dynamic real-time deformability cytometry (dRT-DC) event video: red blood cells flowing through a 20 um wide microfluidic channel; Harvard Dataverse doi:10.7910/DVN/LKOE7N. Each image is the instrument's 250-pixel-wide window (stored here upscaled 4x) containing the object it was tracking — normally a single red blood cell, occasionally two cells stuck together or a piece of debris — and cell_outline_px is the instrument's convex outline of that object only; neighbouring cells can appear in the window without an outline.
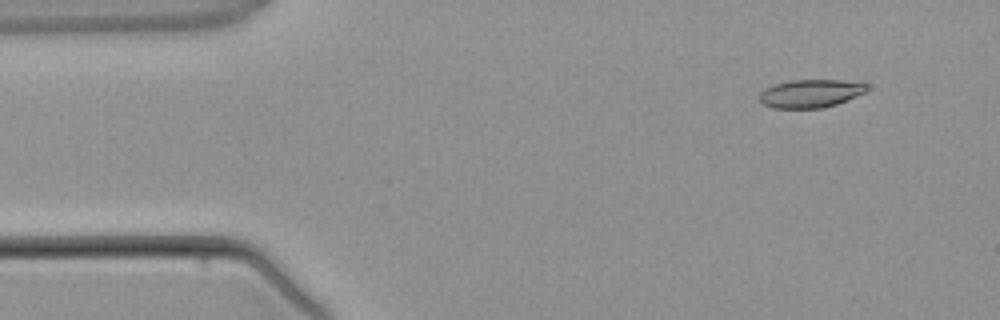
{"species": "common noctule bat (a hibernating species)", "species_latin": "Nyctalus noctula", "temperature_condition": "warm", "stored_images_in_passage": 2, "camera_frame_rate_fps": 3000, "um_per_image_px": 0.085, "animal": {"sex": "male", "body_mass_g": 21.5, "forearm_length_mm": 52.0}, "frame": {"image": 1, "passage_image": 2, "time_ms": 1.0, "image_size_px": [1000, 320], "cell_outline_px": [[868, 88], [864, 92], [856, 96], [836, 104], [820, 108], [772, 108], [764, 104], [760, 100], [760, 92], [764, 88], [772, 84], [788, 80], [860, 80], [868, 84]], "centroid_in_image_um": [68.91, 7.92], "position_along_channel_um": 16.1, "area_um2": 17.86}}